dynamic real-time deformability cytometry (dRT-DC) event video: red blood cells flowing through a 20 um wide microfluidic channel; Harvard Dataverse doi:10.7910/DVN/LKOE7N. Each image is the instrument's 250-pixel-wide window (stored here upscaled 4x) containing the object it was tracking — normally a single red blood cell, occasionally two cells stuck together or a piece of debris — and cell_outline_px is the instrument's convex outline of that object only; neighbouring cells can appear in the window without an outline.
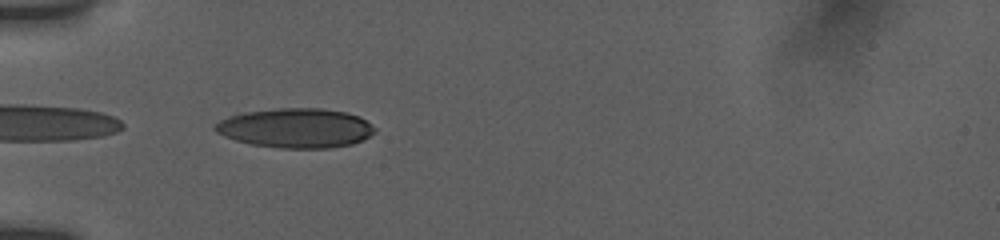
{"species": "human", "species_latin": "Homo sapiens", "temperature_condition": "room temperature", "stored_images_in_passage": 20, "camera_frame_rate_fps": 3000, "um_per_image_px": 0.085, "donor": {"sex": "female"}, "frame": {"image": 1, "passage_image": 1, "time_ms": 0.0, "image_size_px": [1000, 240], "cell_outline_px": [[376, 132], [364, 140], [352, 144], [328, 148], [280, 148], [252, 144], [236, 140], [224, 136], [216, 132], [212, 128], [220, 120], [228, 116], [244, 112], [276, 108], [320, 108], [344, 112], [360, 116], [376, 128]], "centroid_in_image_um": [25.15, 10.88], "position_along_channel_um": 59.8, "area_um2": 36.88}}
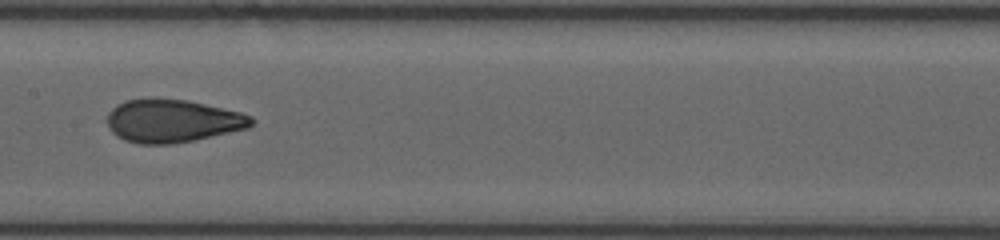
{"frame": {"image": 2, "passage_image": 12, "time_ms": 3.667, "image_size_px": [1000, 240], "cell_outline_px": [[256, 120], [248, 128], [192, 140], [172, 144], [140, 144], [124, 140], [116, 136], [108, 128], [104, 120], [108, 112], [116, 104], [128, 100], [148, 96], [188, 100], [240, 112], [252, 116]], "centroid_in_image_um": [14.59, 10.25], "position_along_channel_um": 192.8, "area_um2": 36.76}}
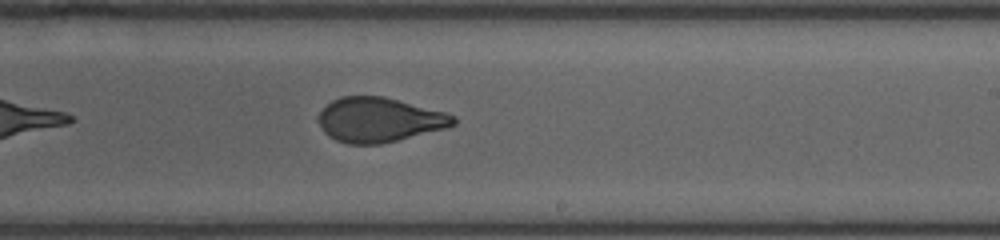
{"frame": {"image": 3, "passage_image": 17, "time_ms": 5.333, "image_size_px": [1000, 240], "cell_outline_px": [[456, 124], [448, 128], [380, 144], [348, 144], [336, 140], [328, 136], [320, 128], [316, 120], [316, 116], [332, 100], [340, 96], [384, 96], [448, 112], [456, 116]], "centroid_in_image_um": [32.24, 10.18], "position_along_channel_um": 256.8, "area_um2": 35.55}}